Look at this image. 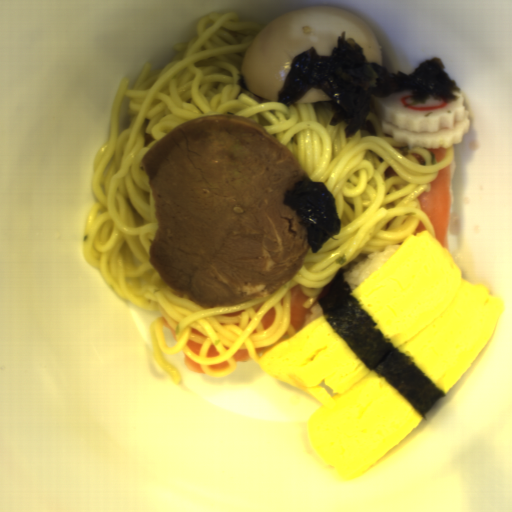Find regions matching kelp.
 Instances as JSON below:
<instances>
[{
	"mask_svg": "<svg viewBox=\"0 0 512 512\" xmlns=\"http://www.w3.org/2000/svg\"><path fill=\"white\" fill-rule=\"evenodd\" d=\"M282 204L289 206L302 223L314 255L342 230L334 197L324 182L312 181L304 174L301 181L285 190Z\"/></svg>",
	"mask_w": 512,
	"mask_h": 512,
	"instance_id": "obj_2",
	"label": "kelp"
},
{
	"mask_svg": "<svg viewBox=\"0 0 512 512\" xmlns=\"http://www.w3.org/2000/svg\"><path fill=\"white\" fill-rule=\"evenodd\" d=\"M236 83L240 87L241 90H244V91L250 93L251 90L246 85V81H245L243 72L238 73V79H237Z\"/></svg>",
	"mask_w": 512,
	"mask_h": 512,
	"instance_id": "obj_3",
	"label": "kelp"
},
{
	"mask_svg": "<svg viewBox=\"0 0 512 512\" xmlns=\"http://www.w3.org/2000/svg\"><path fill=\"white\" fill-rule=\"evenodd\" d=\"M446 68L439 57H434L410 74L400 70L391 73L385 67L369 63L363 47L343 30L330 56L318 54L313 46L290 60V71L283 79L276 101L290 107L311 88L319 89L327 95L333 111L329 125L347 124L345 139L359 131L377 138L379 133L369 117L374 99L409 93L413 104L457 102L461 90Z\"/></svg>",
	"mask_w": 512,
	"mask_h": 512,
	"instance_id": "obj_1",
	"label": "kelp"
}]
</instances>
